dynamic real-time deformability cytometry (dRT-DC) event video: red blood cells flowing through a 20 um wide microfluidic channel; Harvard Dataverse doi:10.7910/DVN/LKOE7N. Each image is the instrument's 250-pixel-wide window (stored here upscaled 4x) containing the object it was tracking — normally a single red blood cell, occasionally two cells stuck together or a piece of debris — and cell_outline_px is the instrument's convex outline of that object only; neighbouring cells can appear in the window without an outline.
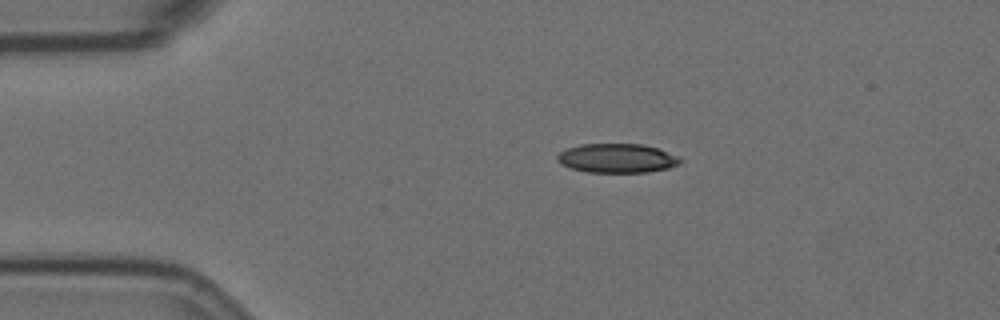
{"species": "Egyptian fruit bat (a non-hibernating species)", "species_latin": "Rousettus aegyptiacus", "temperature_condition": "room temperature", "stored_images_in_passage": 7, "camera_frame_rate_fps": 3000, "um_per_image_px": 0.085, "animal": {"sex": "female"}, "frame": {"image": 1, "passage_image": 3, "time_ms": 2.333, "image_size_px": [1000, 320], "cell_outline_px": [[680, 164], [668, 168], [648, 172], [588, 172], [572, 168], [560, 164], [556, 160], [556, 156], [560, 152], [568, 148], [580, 144], [644, 144], [656, 148], [676, 156], [680, 160]], "centroid_in_image_um": [52.4, 13.45], "position_along_channel_um": 32.6, "area_um2": 20.69}}
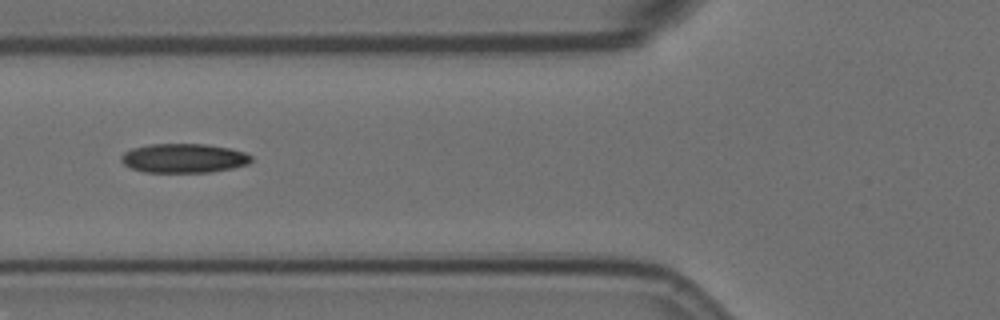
{"frame": {"image": 2, "passage_image": 6, "time_ms": 5.667, "image_size_px": [1000, 320], "cell_outline_px": [[252, 160], [248, 164], [232, 168], [212, 172], [144, 172], [132, 168], [124, 164], [120, 160], [120, 156], [124, 152], [132, 148], [152, 144], [208, 144], [228, 148], [244, 152], [252, 156]], "centroid_in_image_um": [15.62, 13.45], "position_along_channel_um": 110.2, "area_um2": 22.14}}
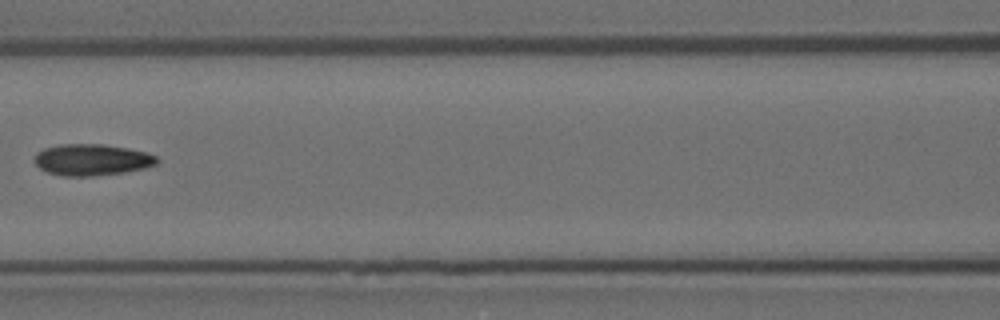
{"frame": {"image": 3, "passage_image": 7, "time_ms": 7.0, "image_size_px": [1000, 320], "cell_outline_px": [[160, 160], [156, 164], [144, 168], [124, 172], [92, 176], [64, 176], [48, 172], [40, 168], [32, 160], [36, 152], [44, 148], [60, 144], [104, 144], [128, 148], [148, 152], [156, 156]], "centroid_in_image_um": [7.8, 13.57], "position_along_channel_um": 158.8, "area_um2": 22.6}}